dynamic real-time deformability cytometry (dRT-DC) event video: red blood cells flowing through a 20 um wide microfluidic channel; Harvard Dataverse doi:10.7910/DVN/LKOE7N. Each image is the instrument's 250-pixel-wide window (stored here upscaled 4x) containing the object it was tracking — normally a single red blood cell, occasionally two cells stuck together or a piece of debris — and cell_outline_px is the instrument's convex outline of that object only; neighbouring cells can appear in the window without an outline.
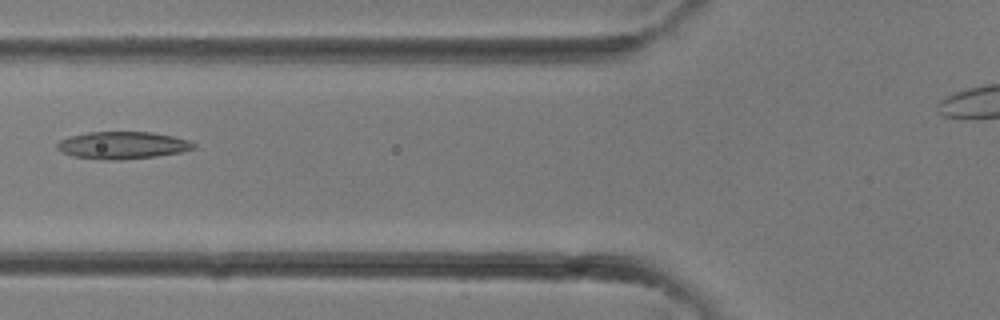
{"species": "common noctule bat (a hibernating species)", "species_latin": "Nyctalus noctula", "temperature_condition": "room temperature", "stored_images_in_passage": 30, "camera_frame_rate_fps": 3000, "um_per_image_px": 0.085, "animal": {"sex": "female"}, "frame": {"image": 1, "passage_image": 13, "time_ms": 4.0, "image_size_px": [1000, 320], "cell_outline_px": [[196, 148], [180, 152], [156, 156], [120, 160], [104, 160], [72, 156], [56, 148], [56, 144], [60, 140], [68, 136], [88, 132], [152, 132], [172, 136], [188, 140], [196, 144]], "centroid_in_image_um": [10.4, 12.34], "position_along_channel_um": 115.4, "area_um2": 21.73}}
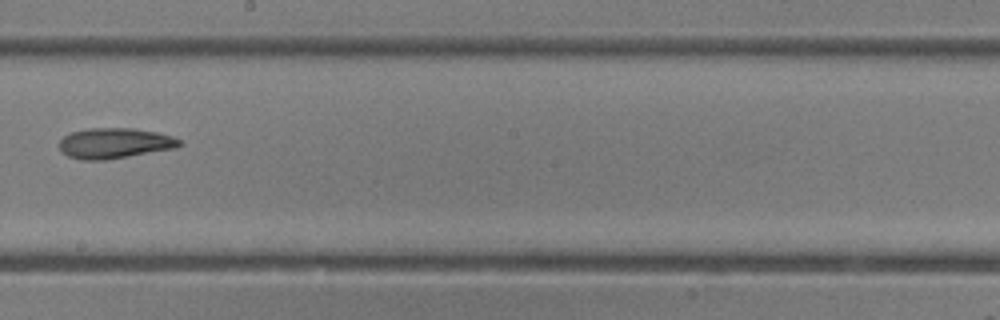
{"frame": {"image": 2, "passage_image": 19, "time_ms": 6.0, "image_size_px": [1000, 320], "cell_outline_px": [[184, 144], [176, 148], [108, 160], [80, 160], [68, 156], [60, 152], [60, 140], [64, 136], [72, 132], [88, 128], [132, 128], [156, 132], [172, 136], [180, 140]], "centroid_in_image_um": [9.74, 12.18], "position_along_channel_um": 238.5, "area_um2": 21.5}}
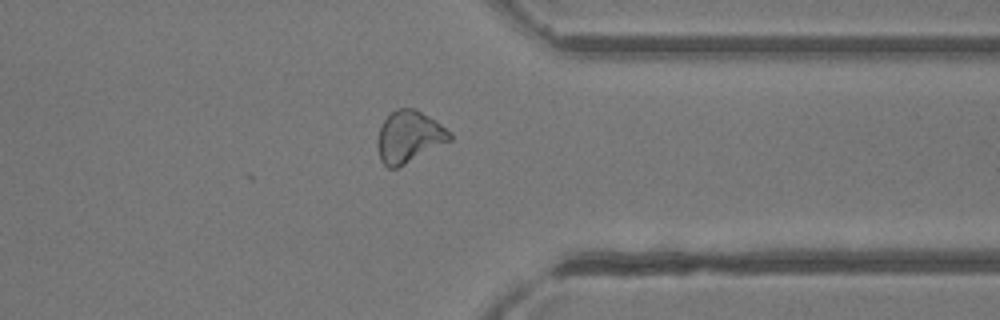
{"frame": {"image": 3, "passage_image": 26, "time_ms": 8.333, "image_size_px": [1000, 320], "cell_outline_px": [[452, 140], [396, 168], [388, 168], [380, 160], [376, 148], [376, 140], [380, 128], [384, 120], [396, 108], [416, 108], [436, 120], [452, 132]], "centroid_in_image_um": [34.77, 11.61], "position_along_channel_um": 376.6, "area_um2": 21.96}}